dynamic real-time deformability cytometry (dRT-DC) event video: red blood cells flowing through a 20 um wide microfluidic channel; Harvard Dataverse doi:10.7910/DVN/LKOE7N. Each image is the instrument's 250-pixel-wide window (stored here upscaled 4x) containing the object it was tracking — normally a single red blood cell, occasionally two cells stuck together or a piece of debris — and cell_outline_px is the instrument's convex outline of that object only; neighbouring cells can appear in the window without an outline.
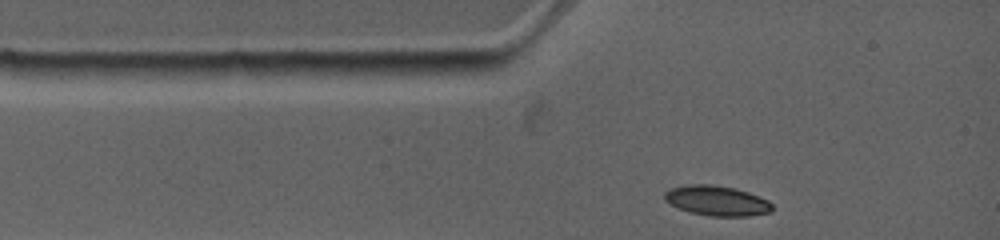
{"species": "common noctule bat (a hibernating species)", "species_latin": "Nyctalus noctula", "temperature_condition": "warm", "stored_images_in_passage": 19, "camera_frame_rate_fps": 4500, "um_per_image_px": 0.085, "animal": {"sex": "female", "body_mass_g": 19.0, "forearm_length_mm": 53.3}, "frame": {"image": 1, "passage_image": 1, "time_ms": 0.0, "image_size_px": [1000, 240], "cell_outline_px": [[772, 212], [748, 216], [708, 216], [688, 212], [664, 200], [664, 192], [668, 188], [688, 184], [712, 184], [736, 188], [748, 192], [768, 200], [772, 204]], "centroid_in_image_um": [60.92, 17.05], "position_along_channel_um": 24.1, "area_um2": 19.02}}
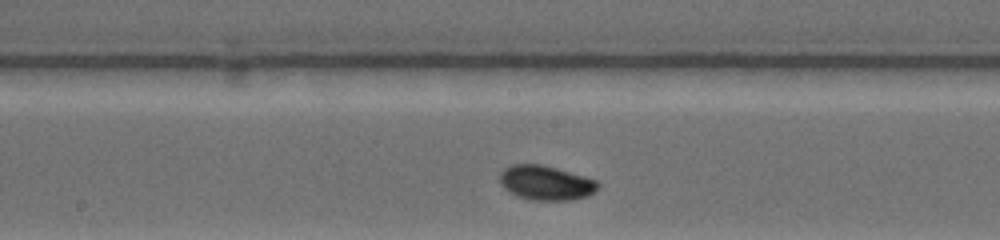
{"frame": {"image": 2, "passage_image": 11, "time_ms": 4.889, "image_size_px": [1000, 240], "cell_outline_px": [[600, 188], [596, 192], [588, 196], [572, 200], [532, 200], [516, 196], [504, 188], [500, 184], [500, 172], [504, 168], [512, 164], [540, 164], [556, 168], [584, 176], [596, 180], [600, 184]], "centroid_in_image_um": [46.42, 15.55], "position_along_channel_um": 201.8, "area_um2": 19.94}}
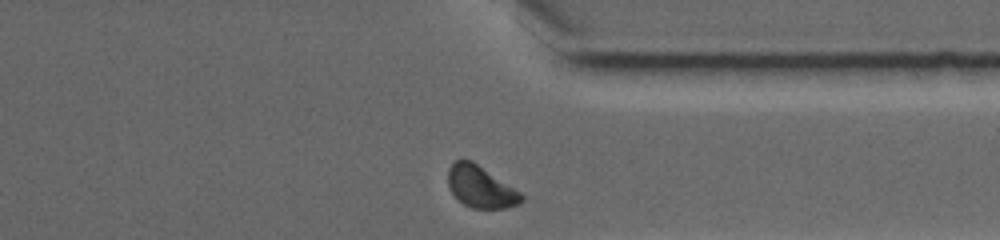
{"frame": {"image": 3, "passage_image": 19, "time_ms": 9.333, "image_size_px": [1000, 240], "cell_outline_px": [[524, 200], [520, 204], [504, 208], [472, 208], [464, 204], [448, 188], [448, 168], [460, 156], [472, 160], [520, 192], [524, 196]], "centroid_in_image_um": [40.84, 15.85], "position_along_channel_um": 370.6, "area_um2": 17.92}, "authors_computed_cell_mechanics": {"area_um2": 18.9006, "velocity_mm_per_s": 3.8241, "shape_relaxation_time_tau1_ms": 2.4071, "shape_relaxation_time_tau2_ms": null, "deformation_change_tau1": 0.1112, "deformation_change_tau2": null}}